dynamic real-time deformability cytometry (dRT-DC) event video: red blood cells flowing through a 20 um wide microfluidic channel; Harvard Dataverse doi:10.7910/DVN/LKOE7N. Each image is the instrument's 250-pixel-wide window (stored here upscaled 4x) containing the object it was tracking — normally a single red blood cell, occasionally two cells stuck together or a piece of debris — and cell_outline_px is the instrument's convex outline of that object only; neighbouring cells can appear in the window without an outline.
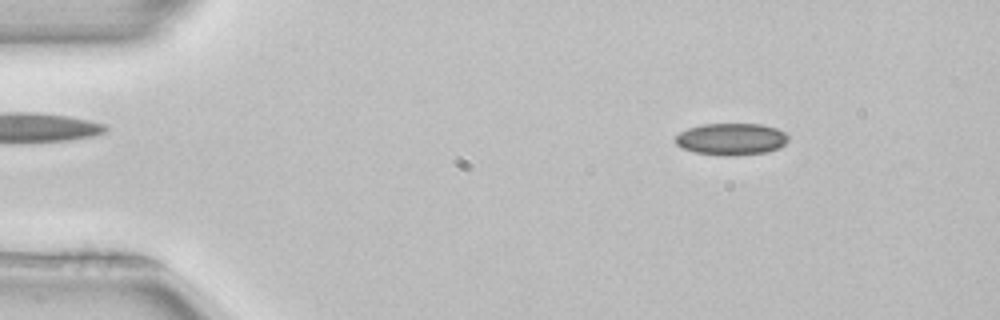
{"species": "common noctule bat (a hibernating species)", "species_latin": "Nyctalus noctula", "temperature_condition": "room temperature", "stored_images_in_passage": 52, "camera_frame_rate_fps": 3000, "um_per_image_px": 0.085, "animal": {"sex": "female", "body_mass_g": 22.7, "forearm_length_mm": 54.2}, "frame": {"image": 1, "passage_image": 7, "time_ms": 2.0, "image_size_px": [1000, 320], "cell_outline_px": [[788, 140], [780, 148], [764, 152], [732, 156], [696, 152], [684, 148], [676, 144], [676, 136], [680, 132], [688, 128], [704, 124], [760, 124], [776, 128], [784, 132], [788, 136]], "centroid_in_image_um": [62.18, 11.81], "position_along_channel_um": 22.8, "area_um2": 20.69}}
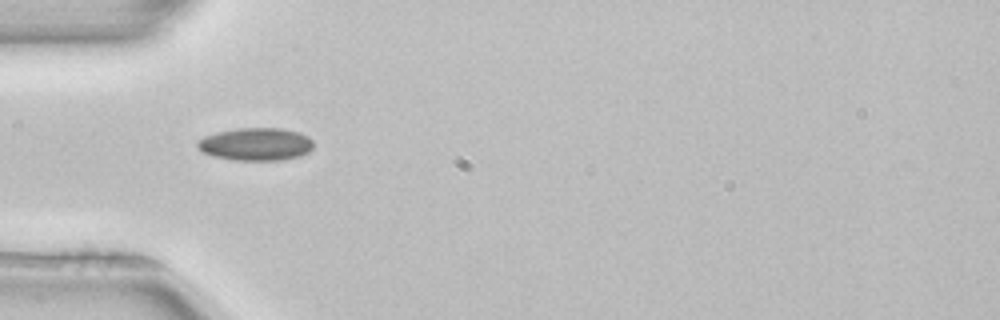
{"frame": {"image": 2, "passage_image": 16, "time_ms": 5.0, "image_size_px": [1000, 320], "cell_outline_px": [[312, 148], [308, 152], [300, 156], [284, 160], [236, 160], [216, 156], [204, 152], [196, 144], [204, 136], [216, 132], [240, 128], [284, 128], [300, 132], [308, 136], [312, 140]], "centroid_in_image_um": [21.8, 12.24], "position_along_channel_um": 63.2, "area_um2": 22.02}}
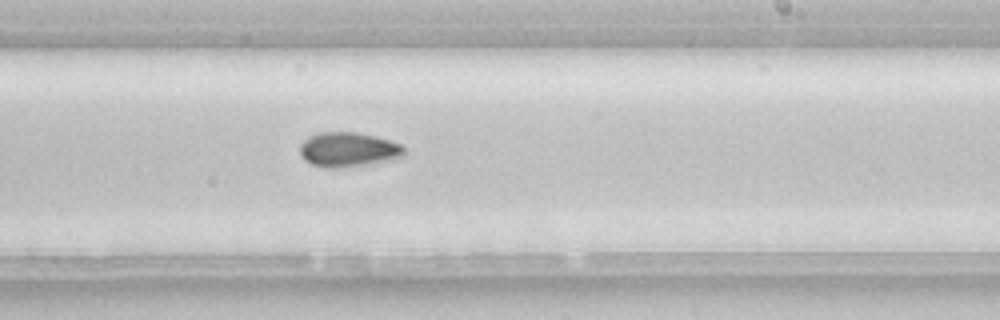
{"frame": {"image": 3, "passage_image": 31, "time_ms": 10.0, "image_size_px": [1000, 320], "cell_outline_px": [[404, 156], [388, 160], [340, 168], [324, 168], [312, 164], [304, 160], [300, 156], [300, 144], [304, 140], [320, 132], [356, 132], [376, 136], [400, 144], [404, 148]], "centroid_in_image_um": [29.57, 12.71], "position_along_channel_um": 259.4, "area_um2": 20.87}, "authors_computed_cell_mechanics": {"area_um2": 20.5768, "velocity_mm_per_s": 3.9481, "shape_relaxation_time_tau1_ms": 7.8997, "shape_relaxation_time_tau2_ms": null, "deformation_change_tau1": 0.0912, "deformation_change_tau2": null}}